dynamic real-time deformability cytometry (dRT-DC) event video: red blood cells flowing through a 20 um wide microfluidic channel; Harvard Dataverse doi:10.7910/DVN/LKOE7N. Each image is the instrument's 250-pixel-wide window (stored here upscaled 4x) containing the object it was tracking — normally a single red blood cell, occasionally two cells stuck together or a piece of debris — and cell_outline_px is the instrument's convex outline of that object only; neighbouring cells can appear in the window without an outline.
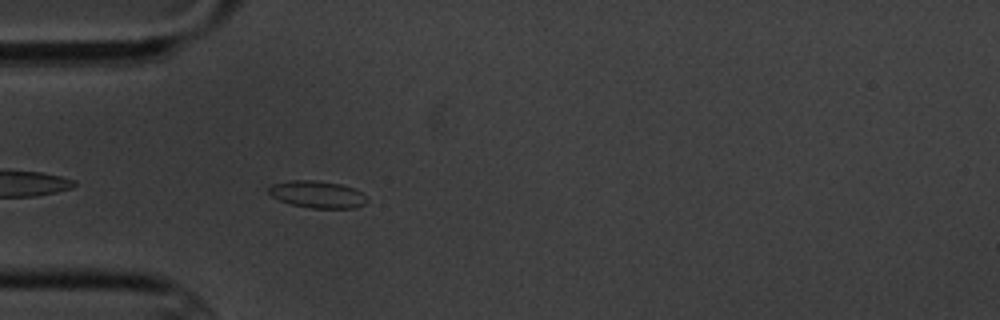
{"species": "common noctule bat (a hibernating species)", "species_latin": "Nyctalus noctula", "temperature_condition": "cold", "stored_images_in_passage": 5, "camera_frame_rate_fps": 3000, "um_per_image_px": 0.085, "animal": {"sex": "male", "body_mass_g": 20.1, "forearm_length_mm": 53.5}, "frame": {"image": 1, "passage_image": 5, "time_ms": 4.667, "image_size_px": [1000, 320], "cell_outline_px": [[368, 200], [364, 204], [356, 208], [312, 208], [292, 204], [280, 200], [272, 196], [268, 192], [268, 188], [272, 184], [292, 180], [316, 180], [340, 184], [352, 188], [368, 196]], "centroid_in_image_um": [26.99, 16.52], "position_along_channel_um": 58.0, "area_um2": 15.43}}